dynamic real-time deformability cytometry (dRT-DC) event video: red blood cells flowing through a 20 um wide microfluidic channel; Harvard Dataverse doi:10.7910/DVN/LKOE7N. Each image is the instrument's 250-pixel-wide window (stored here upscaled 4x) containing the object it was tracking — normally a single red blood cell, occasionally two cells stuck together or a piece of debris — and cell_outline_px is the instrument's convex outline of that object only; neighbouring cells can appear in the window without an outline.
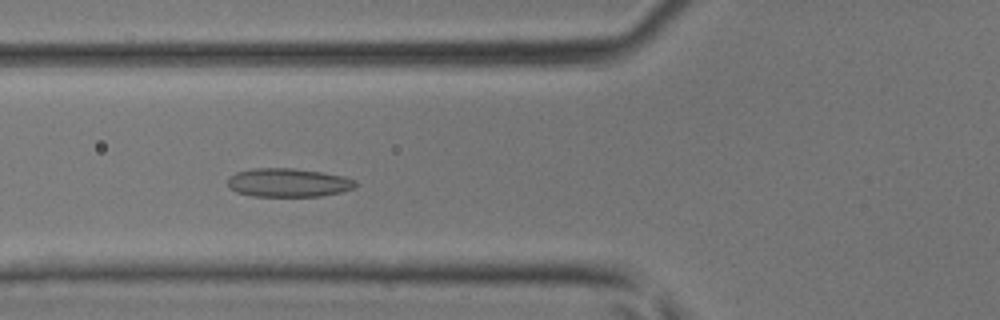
{"species": "common noctule bat (a hibernating species)", "species_latin": "Nyctalus noctula", "temperature_condition": "room temperature", "stored_images_in_passage": 33, "camera_frame_rate_fps": 3000, "um_per_image_px": 0.085, "animal": {"sex": "male", "body_mass_g": 17.9, "forearm_length_mm": 54.2}, "frame": {"image": 1, "passage_image": 4, "time_ms": 1.0, "image_size_px": [1000, 320], "cell_outline_px": [[356, 188], [340, 192], [320, 196], [252, 196], [236, 192], [228, 188], [228, 176], [236, 172], [252, 168], [292, 168], [320, 172], [344, 176], [356, 180]], "centroid_in_image_um": [24.47, 15.52], "position_along_channel_um": 101.3, "area_um2": 21.44}}
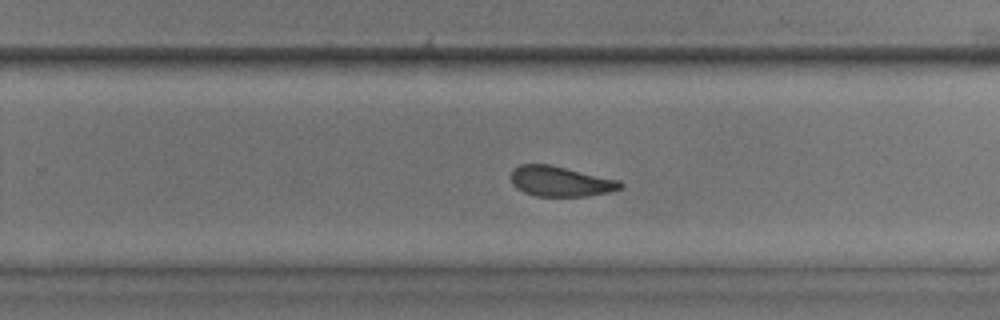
{"frame": {"image": 2, "passage_image": 16, "time_ms": 5.0, "image_size_px": [1000, 320], "cell_outline_px": [[624, 188], [608, 192], [588, 196], [536, 196], [524, 192], [516, 188], [512, 184], [512, 168], [520, 164], [552, 164], [620, 180], [624, 184]], "centroid_in_image_um": [47.66, 15.4], "position_along_channel_um": 282.1, "area_um2": 19.54}}
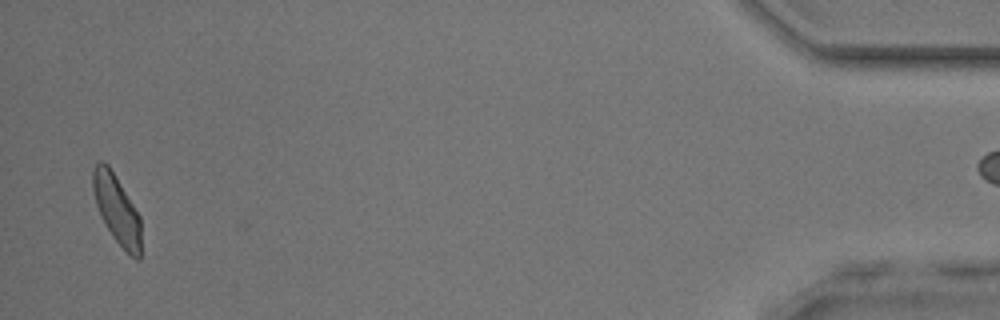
{"frame": {"image": 3, "passage_image": 31, "time_ms": 10.0, "image_size_px": [1000, 320], "cell_outline_px": [[140, 260], [136, 260], [112, 236], [100, 216], [96, 204], [92, 188], [92, 168], [100, 160], [104, 160], [108, 164], [140, 216]], "centroid_in_image_um": [9.89, 17.75], "position_along_channel_um": 425.3, "area_um2": 19.13}}